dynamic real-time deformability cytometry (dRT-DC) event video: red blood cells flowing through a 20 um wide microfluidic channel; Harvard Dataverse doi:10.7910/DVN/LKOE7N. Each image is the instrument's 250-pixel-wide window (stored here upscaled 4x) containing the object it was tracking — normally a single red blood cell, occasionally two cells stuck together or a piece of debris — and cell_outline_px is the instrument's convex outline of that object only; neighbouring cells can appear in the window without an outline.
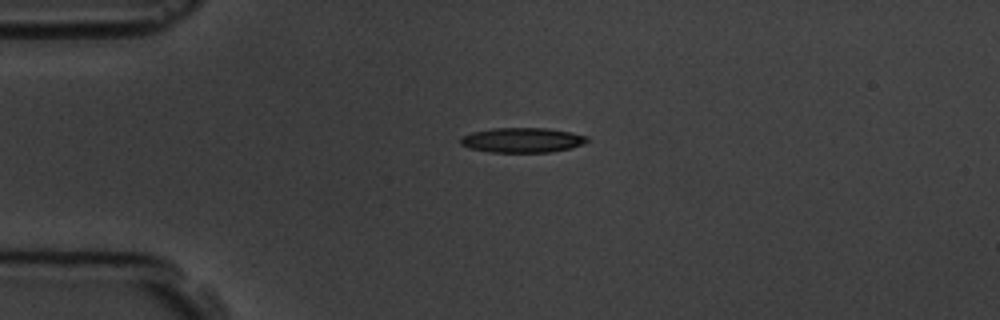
{"species": "common noctule bat (a hibernating species)", "species_latin": "Nyctalus noctula", "temperature_condition": "room temperature", "stored_images_in_passage": 2, "camera_frame_rate_fps": 3000, "um_per_image_px": 0.085, "animal": {"sex": "male", "body_mass_g": 19.5, "forearm_length_mm": 54.6}, "frame": {"image": 1, "passage_image": 1, "time_ms": 0.0, "image_size_px": [1000, 320], "cell_outline_px": [[588, 140], [584, 144], [572, 148], [548, 152], [488, 152], [468, 148], [460, 144], [460, 136], [472, 132], [492, 128], [548, 128], [572, 132], [588, 136]], "centroid_in_image_um": [44.38, 11.9], "position_along_channel_um": 40.6, "area_um2": 18.55}}
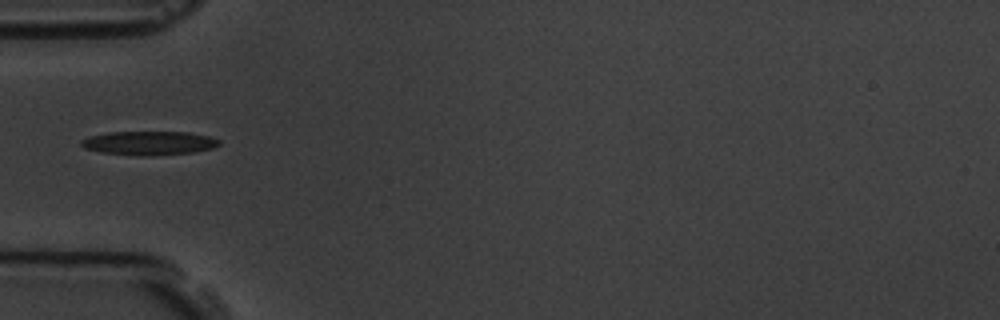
{"frame": {"image": 2, "passage_image": 2, "time_ms": 1.667, "image_size_px": [1000, 320], "cell_outline_px": [[220, 144], [212, 148], [196, 152], [152, 156], [136, 156], [100, 152], [84, 148], [80, 144], [80, 140], [88, 136], [108, 132], [188, 132], [208, 136], [220, 140]], "centroid_in_image_um": [12.64, 12.17], "position_along_channel_um": 72.4, "area_um2": 19.42}}